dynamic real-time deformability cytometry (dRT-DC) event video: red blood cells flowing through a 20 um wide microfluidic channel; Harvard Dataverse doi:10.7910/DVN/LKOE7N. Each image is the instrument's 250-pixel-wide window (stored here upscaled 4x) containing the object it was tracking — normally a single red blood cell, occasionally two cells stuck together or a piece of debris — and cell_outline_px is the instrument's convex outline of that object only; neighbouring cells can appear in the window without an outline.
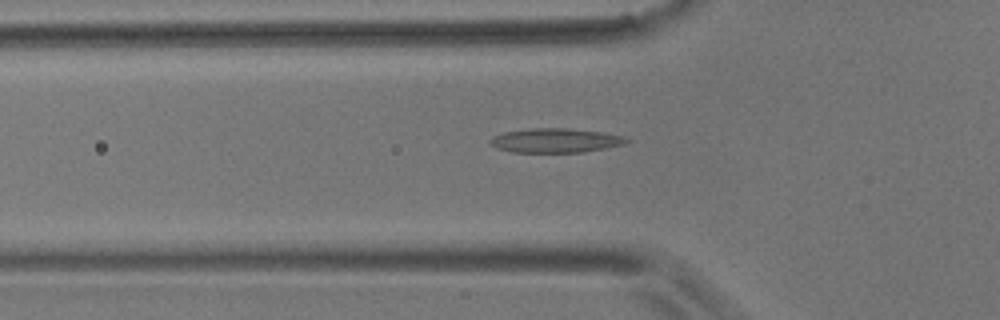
{"species": "common noctule bat (a hibernating species)", "species_latin": "Nyctalus noctula", "temperature_condition": "room temperature", "stored_images_in_passage": 35, "camera_frame_rate_fps": 3000, "um_per_image_px": 0.085, "animal": {"sex": "male", "body_mass_g": 17.9}, "frame": {"image": 1, "passage_image": 6, "time_ms": 1.667, "image_size_px": [1000, 320], "cell_outline_px": [[628, 140], [624, 144], [584, 152], [512, 152], [496, 148], [488, 144], [488, 140], [492, 136], [504, 132], [532, 128], [568, 128], [600, 132], [620, 136]], "centroid_in_image_um": [47.1, 11.94], "position_along_channel_um": 78.7, "area_um2": 19.13}}
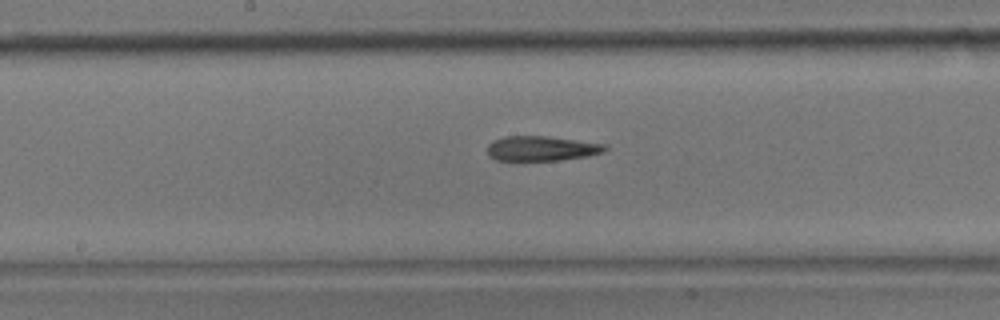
{"frame": {"image": 2, "passage_image": 16, "time_ms": 5.0, "image_size_px": [1000, 320], "cell_outline_px": [[608, 148], [604, 152], [588, 156], [560, 160], [520, 164], [496, 160], [488, 156], [488, 144], [504, 136], [548, 136], [608, 144]], "centroid_in_image_um": [46.01, 12.67], "position_along_channel_um": 202.2, "area_um2": 18.03}}
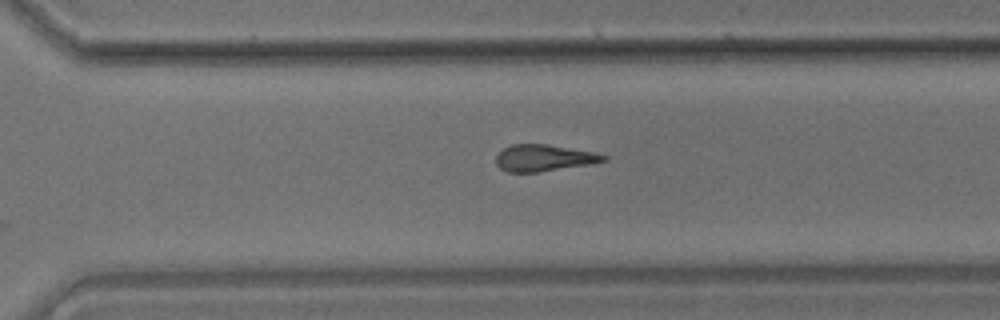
{"frame": {"image": 3, "passage_image": 26, "time_ms": 8.333, "image_size_px": [1000, 320], "cell_outline_px": [[608, 160], [592, 164], [536, 172], [508, 172], [500, 168], [496, 164], [496, 156], [504, 148], [512, 144], [548, 144], [592, 152], [608, 156]], "centroid_in_image_um": [46.23, 13.42], "position_along_channel_um": 324.4, "area_um2": 16.59}}